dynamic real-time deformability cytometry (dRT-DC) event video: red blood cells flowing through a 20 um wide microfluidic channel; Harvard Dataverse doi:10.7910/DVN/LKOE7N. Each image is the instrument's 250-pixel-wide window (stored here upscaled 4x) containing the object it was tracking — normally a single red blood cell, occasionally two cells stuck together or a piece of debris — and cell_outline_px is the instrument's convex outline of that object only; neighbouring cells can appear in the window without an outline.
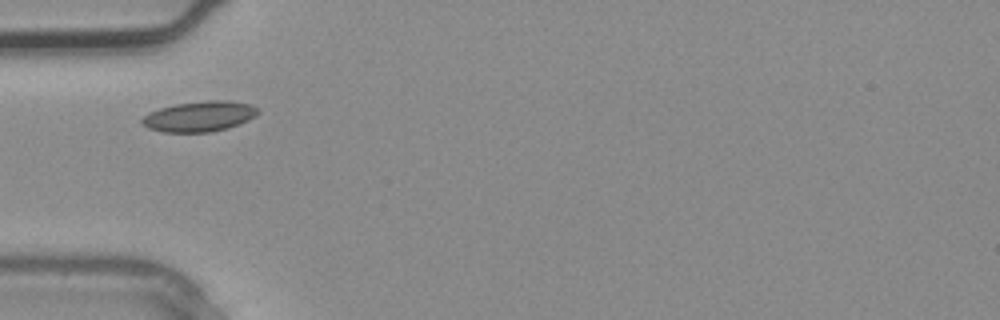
{"species": "common noctule bat (a hibernating species)", "species_latin": "Nyctalus noctula", "temperature_condition": "warm", "stored_images_in_passage": 3, "camera_frame_rate_fps": 3000, "um_per_image_px": 0.085, "animal": {"sex": "male", "body_mass_g": 20.4}, "frame": {"image": 1, "passage_image": 3, "time_ms": 0.667, "image_size_px": [1000, 320], "cell_outline_px": [[260, 112], [256, 116], [240, 124], [228, 128], [212, 132], [164, 132], [148, 128], [140, 120], [148, 112], [160, 108], [176, 104], [208, 100], [232, 100], [252, 104], [260, 108]], "centroid_in_image_um": [17.02, 9.88], "position_along_channel_um": 68.0, "area_um2": 20.81}}